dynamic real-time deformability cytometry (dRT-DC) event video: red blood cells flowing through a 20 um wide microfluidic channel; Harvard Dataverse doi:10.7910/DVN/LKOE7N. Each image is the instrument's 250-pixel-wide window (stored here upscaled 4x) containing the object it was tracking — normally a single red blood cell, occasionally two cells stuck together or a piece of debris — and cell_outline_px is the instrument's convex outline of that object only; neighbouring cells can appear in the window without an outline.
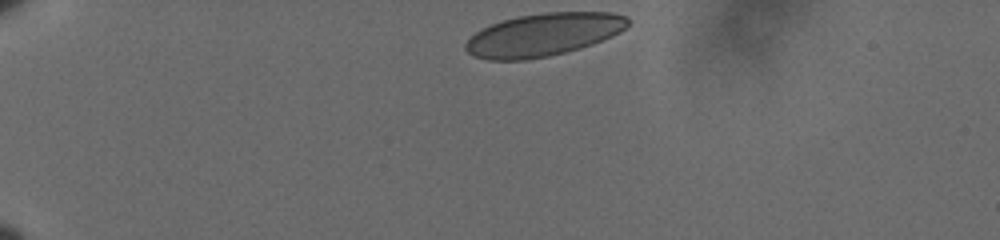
{"species": "human", "species_latin": "Homo sapiens", "temperature_condition": "cold", "stored_images_in_passage": 39, "camera_frame_rate_fps": 3000, "um_per_image_px": 0.085, "donor": {"sex": "male"}, "frame": {"image": 1, "passage_image": 1, "time_ms": 0.0, "image_size_px": [1000, 240], "cell_outline_px": [[628, 24], [620, 32], [612, 36], [592, 44], [580, 48], [548, 56], [524, 60], [488, 60], [472, 56], [464, 48], [464, 44], [476, 32], [492, 24], [516, 16], [544, 12], [612, 12], [628, 16]], "centroid_in_image_um": [46.19, 2.94], "position_along_channel_um": 38.8, "area_um2": 40.4}}
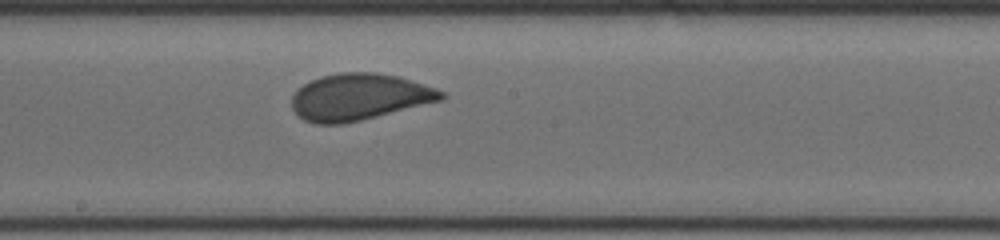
{"frame": {"image": 2, "passage_image": 22, "time_ms": 7.0, "image_size_px": [1000, 240], "cell_outline_px": [[444, 96], [440, 100], [344, 124], [316, 124], [304, 120], [292, 108], [292, 96], [304, 84], [320, 76], [340, 72], [376, 72], [400, 76], [436, 88], [444, 92]], "centroid_in_image_um": [30.51, 8.23], "position_along_channel_um": 217.7, "area_um2": 40.23}}
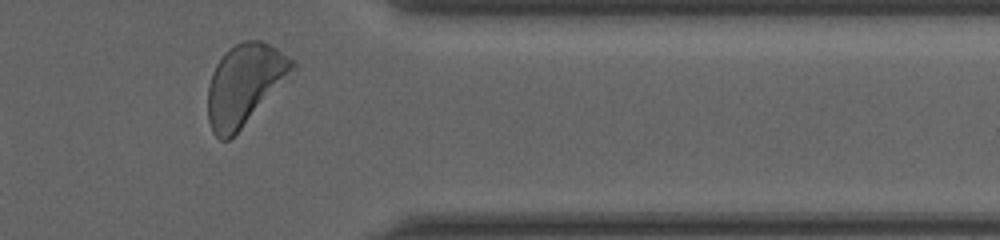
{"frame": {"image": 3, "passage_image": 37, "time_ms": 12.0, "image_size_px": [1000, 240], "cell_outline_px": [[296, 68], [288, 80], [228, 140], [220, 140], [212, 132], [208, 120], [208, 84], [212, 72], [216, 64], [224, 52], [228, 48], [240, 40], [260, 40], [276, 48], [292, 60], [296, 64]], "centroid_in_image_um": [20.78, 7.15], "position_along_channel_um": 390.6, "area_um2": 39.82}, "authors_computed_cell_mechanics": {"area_um2": 40.3444, "velocity_mm_per_s": 3.5761, "shape_relaxation_time_tau1_ms": 7.1429, "shape_relaxation_time_tau2_ms": null, "deformation_change_tau1": 0.1637, "deformation_change_tau2": null}}